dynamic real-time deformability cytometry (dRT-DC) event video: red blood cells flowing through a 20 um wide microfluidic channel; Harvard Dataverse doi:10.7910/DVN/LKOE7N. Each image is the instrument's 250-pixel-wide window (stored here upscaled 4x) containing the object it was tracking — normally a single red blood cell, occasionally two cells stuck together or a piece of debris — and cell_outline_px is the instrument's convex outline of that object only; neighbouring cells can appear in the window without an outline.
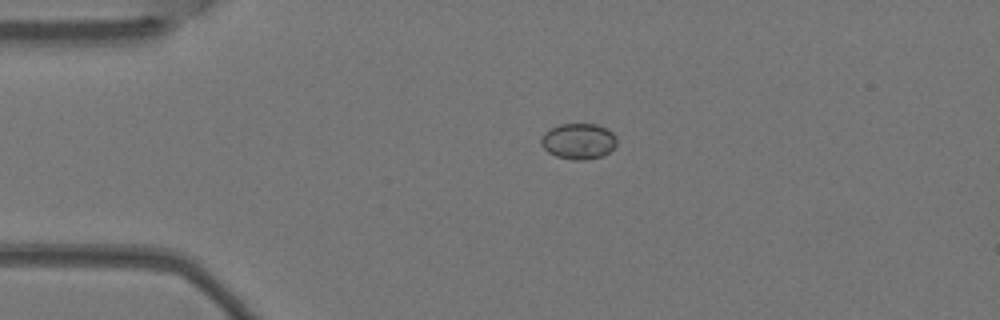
{"species": "Egyptian fruit bat (a non-hibernating species)", "species_latin": "Rousettus aegyptiacus", "temperature_condition": "warm", "stored_images_in_passage": 2, "camera_frame_rate_fps": 3000, "um_per_image_px": 0.085, "animal": {"sex": "female"}, "frame": {"image": 1, "passage_image": 1, "time_ms": 0.0, "image_size_px": [1000, 320], "cell_outline_px": [[616, 144], [604, 156], [584, 160], [572, 160], [556, 156], [548, 152], [540, 144], [540, 140], [544, 132], [548, 128], [560, 124], [596, 124], [608, 128], [616, 136]], "centroid_in_image_um": [49.15, 12.0], "position_along_channel_um": 35.8, "area_um2": 16.01}}